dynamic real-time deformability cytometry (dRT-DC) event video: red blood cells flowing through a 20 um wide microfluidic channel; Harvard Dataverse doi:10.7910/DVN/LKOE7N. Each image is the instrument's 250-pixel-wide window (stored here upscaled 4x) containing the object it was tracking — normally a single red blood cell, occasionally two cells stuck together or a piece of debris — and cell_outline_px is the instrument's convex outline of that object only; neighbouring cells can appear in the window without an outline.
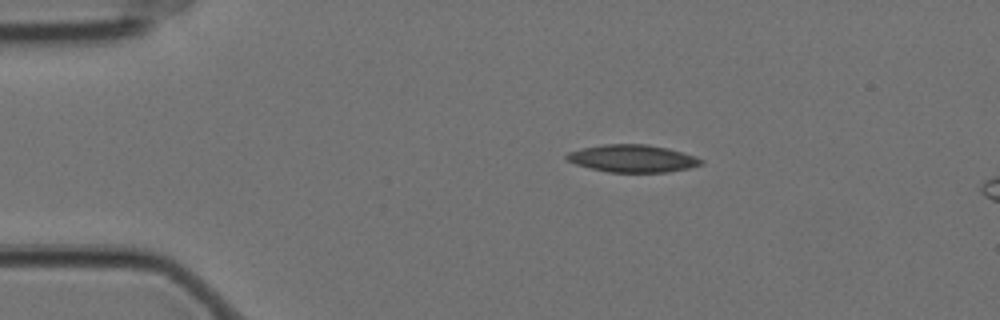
{"species": "Egyptian fruit bat (a non-hibernating species)", "species_latin": "Rousettus aegyptiacus", "temperature_condition": "cold", "stored_images_in_passage": 6, "camera_frame_rate_fps": 3000, "um_per_image_px": 0.085, "animal": {"sex": "female"}, "frame": {"image": 1, "passage_image": 4, "time_ms": 1.0, "image_size_px": [1000, 320], "cell_outline_px": [[704, 164], [688, 168], [668, 172], [608, 172], [576, 164], [568, 160], [564, 156], [568, 152], [580, 148], [604, 144], [648, 144], [668, 148], [696, 156], [704, 160]], "centroid_in_image_um": [53.79, 13.46], "position_along_channel_um": 31.2, "area_um2": 21.56}}